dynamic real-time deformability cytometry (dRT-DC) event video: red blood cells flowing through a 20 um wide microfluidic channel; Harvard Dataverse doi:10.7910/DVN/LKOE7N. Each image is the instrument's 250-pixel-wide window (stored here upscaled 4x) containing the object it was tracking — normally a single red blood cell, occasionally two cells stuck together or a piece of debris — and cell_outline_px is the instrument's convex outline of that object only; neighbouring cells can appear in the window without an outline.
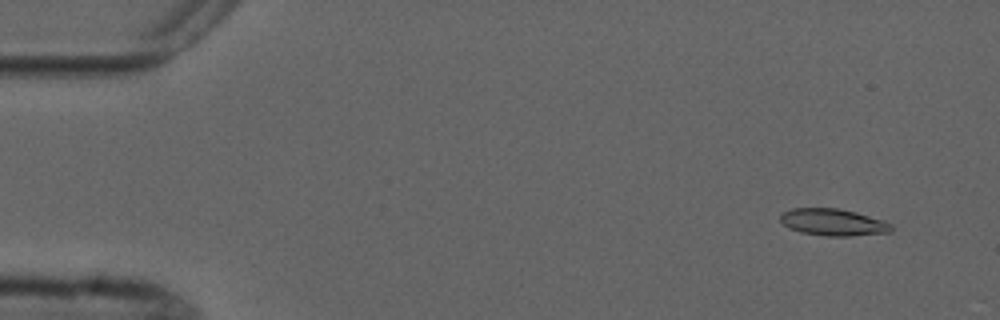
{"species": "common noctule bat (a hibernating species)", "species_latin": "Nyctalus noctula", "temperature_condition": "cold", "stored_images_in_passage": 5, "camera_frame_rate_fps": 3000, "um_per_image_px": 0.085, "animal": {"sex": "male", "forearm_length_mm": 52.5}, "frame": {"image": 1, "passage_image": 1, "time_ms": 0.0, "image_size_px": [1000, 320], "cell_outline_px": [[892, 232], [852, 236], [824, 236], [800, 232], [788, 228], [780, 220], [780, 216], [784, 212], [792, 208], [836, 208], [856, 212], [884, 220], [892, 224]], "centroid_in_image_um": [70.84, 18.9], "position_along_channel_um": 14.2, "area_um2": 17.51}}
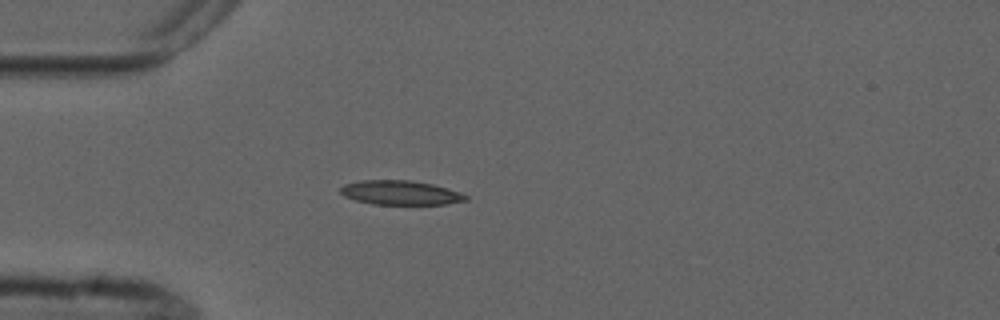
{"frame": {"image": 2, "passage_image": 4, "time_ms": 3.667, "image_size_px": [1000, 320], "cell_outline_px": [[468, 200], [448, 204], [372, 204], [356, 200], [344, 196], [340, 192], [340, 188], [344, 184], [360, 180], [412, 180], [432, 184], [448, 188], [460, 192], [468, 196]], "centroid_in_image_um": [34.05, 16.37], "position_along_channel_um": 51.0, "area_um2": 17.8}}